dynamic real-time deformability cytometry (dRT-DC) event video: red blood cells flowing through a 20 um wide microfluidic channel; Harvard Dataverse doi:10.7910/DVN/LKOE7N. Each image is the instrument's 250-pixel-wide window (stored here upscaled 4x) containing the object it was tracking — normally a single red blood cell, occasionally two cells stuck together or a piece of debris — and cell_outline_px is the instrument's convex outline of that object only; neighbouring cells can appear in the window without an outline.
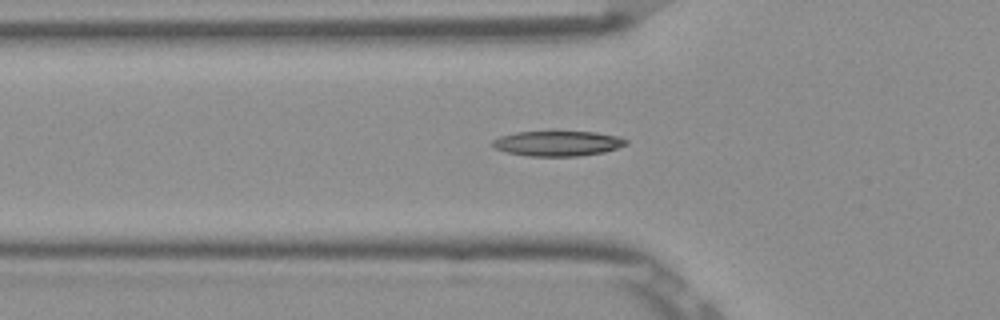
{"species": "Egyptian fruit bat (a non-hibernating species)", "species_latin": "Rousettus aegyptiacus", "temperature_condition": "room temperature", "stored_images_in_passage": 50, "camera_frame_rate_fps": 3000, "um_per_image_px": 0.085, "frame": {"image": 1, "passage_image": 18, "time_ms": 5.667, "image_size_px": [1000, 320], "cell_outline_px": [[628, 144], [604, 152], [580, 156], [528, 156], [504, 152], [496, 148], [492, 144], [492, 140], [500, 136], [516, 132], [552, 128], [556, 128], [596, 132], [620, 136], [628, 140]], "centroid_in_image_um": [47.41, 12.13], "position_along_channel_um": 78.4, "area_um2": 20.81}}
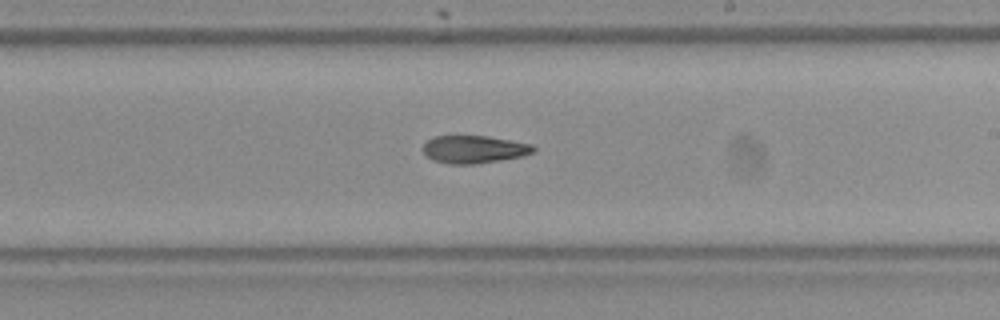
{"frame": {"image": 2, "passage_image": 31, "time_ms": 10.0, "image_size_px": [1000, 320], "cell_outline_px": [[536, 148], [532, 152], [520, 156], [500, 160], [476, 164], [448, 164], [432, 160], [424, 152], [424, 144], [432, 136], [488, 136], [532, 144]], "centroid_in_image_um": [40.27, 12.69], "position_along_channel_um": 248.7, "area_um2": 17.69}}
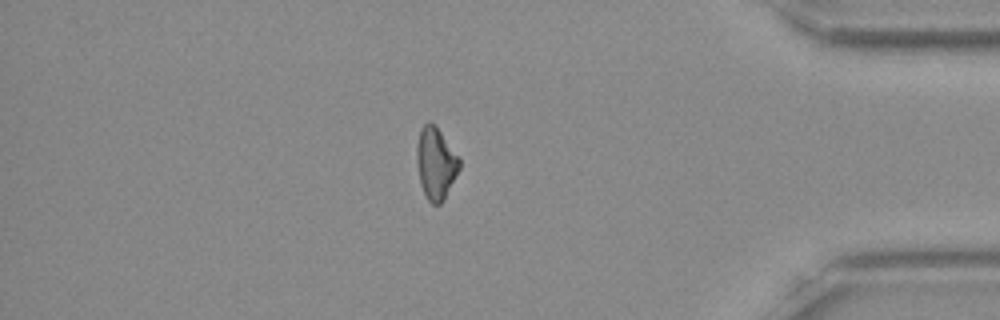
{"frame": {"image": 3, "passage_image": 45, "time_ms": 14.667, "image_size_px": [1000, 320], "cell_outline_px": [[460, 168], [444, 200], [440, 204], [432, 204], [428, 200], [420, 184], [416, 164], [416, 144], [420, 128], [428, 120], [436, 124], [460, 156]], "centroid_in_image_um": [37.04, 13.82], "position_along_channel_um": 398.2, "area_um2": 18.44}, "authors_computed_cell_mechanics": {"area_um2": 18.496, "velocity_mm_per_s": 3.9112, "shape_relaxation_time_tau1_ms": null, "shape_relaxation_time_tau2_ms": 5.177, "deformation_change_tau1": null, "deformation_change_tau2": 0.1393}}